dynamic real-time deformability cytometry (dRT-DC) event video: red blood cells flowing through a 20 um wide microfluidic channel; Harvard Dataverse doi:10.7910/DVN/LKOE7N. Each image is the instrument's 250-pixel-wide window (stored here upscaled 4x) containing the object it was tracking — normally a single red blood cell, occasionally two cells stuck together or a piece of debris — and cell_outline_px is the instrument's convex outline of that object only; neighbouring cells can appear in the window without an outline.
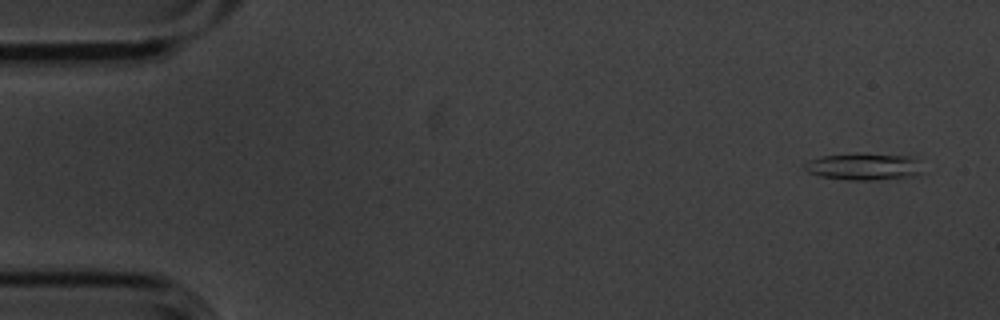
{"species": "common noctule bat (a hibernating species)", "species_latin": "Nyctalus noctula", "temperature_condition": "cold", "stored_images_in_passage": 8, "camera_frame_rate_fps": 3000, "um_per_image_px": 0.085, "animal": {"sex": "male", "body_mass_g": 20.1, "forearm_length_mm": 53.5}, "frame": {"image": 1, "passage_image": 1, "time_ms": 0.0, "image_size_px": [1000, 320], "cell_outline_px": [[924, 172], [912, 176], [876, 180], [844, 180], [820, 176], [808, 172], [804, 168], [804, 164], [808, 160], [820, 156], [908, 156]], "centroid_in_image_um": [73.33, 14.23], "position_along_channel_um": 11.7, "area_um2": 17.34}}
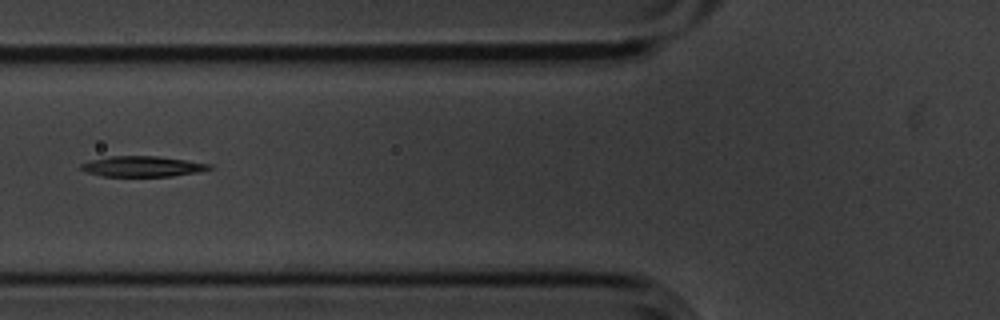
{"frame": {"image": 2, "passage_image": 6, "time_ms": 1.667, "image_size_px": [1000, 320], "cell_outline_px": [[212, 168], [196, 172], [172, 176], [100, 176], [88, 172], [80, 168], [80, 164], [92, 160], [112, 156], [156, 156], [212, 164]], "centroid_in_image_um": [12.1, 14.15], "position_along_channel_um": 113.7, "area_um2": 15.09}}
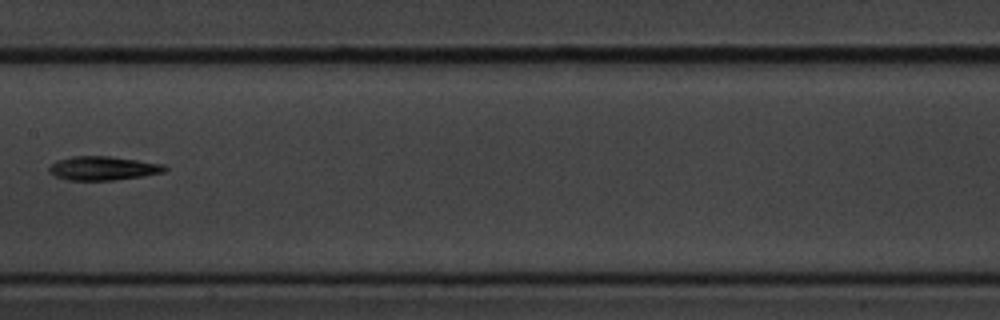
{"frame": {"image": 3, "passage_image": 8, "time_ms": 2.333, "image_size_px": [1000, 320], "cell_outline_px": [[168, 168], [164, 172], [144, 176], [112, 180], [68, 180], [56, 176], [48, 172], [48, 168], [56, 160], [72, 156], [108, 156], [164, 164]], "centroid_in_image_um": [8.75, 14.3], "position_along_channel_um": 198.7, "area_um2": 16.07}}